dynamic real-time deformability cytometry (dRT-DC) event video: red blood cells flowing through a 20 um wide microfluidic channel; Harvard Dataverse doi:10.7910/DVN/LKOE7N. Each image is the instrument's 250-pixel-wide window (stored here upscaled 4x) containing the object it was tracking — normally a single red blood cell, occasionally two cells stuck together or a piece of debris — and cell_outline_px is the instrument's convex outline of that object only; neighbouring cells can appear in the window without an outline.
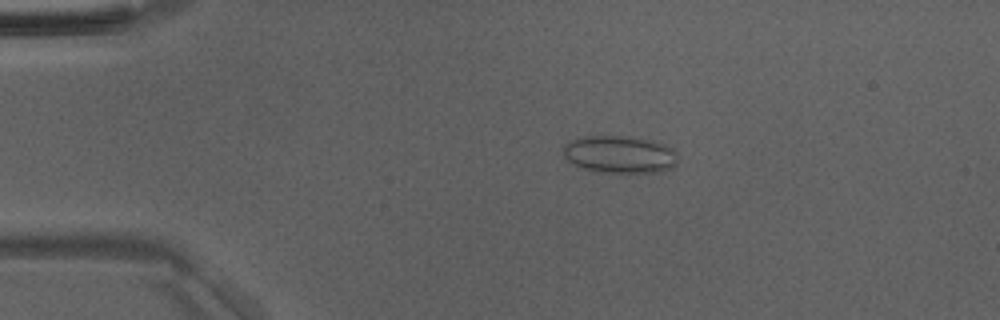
{"species": "Egyptian fruit bat (a non-hibernating species)", "species_latin": "Rousettus aegyptiacus", "temperature_condition": "room temperature", "stored_images_in_passage": 49, "camera_frame_rate_fps": 3000, "um_per_image_px": 0.085, "animal": {"sex": "male"}, "frame": {"image": 1, "passage_image": 10, "time_ms": 3.0, "image_size_px": [1000, 320], "cell_outline_px": [[676, 164], [672, 168], [660, 172], [596, 172], [572, 164], [564, 156], [564, 144], [572, 140], [584, 136], [632, 136], [652, 140], [664, 144], [672, 148], [676, 152]], "centroid_in_image_um": [52.68, 13.12], "position_along_channel_um": 32.3, "area_um2": 25.09}}
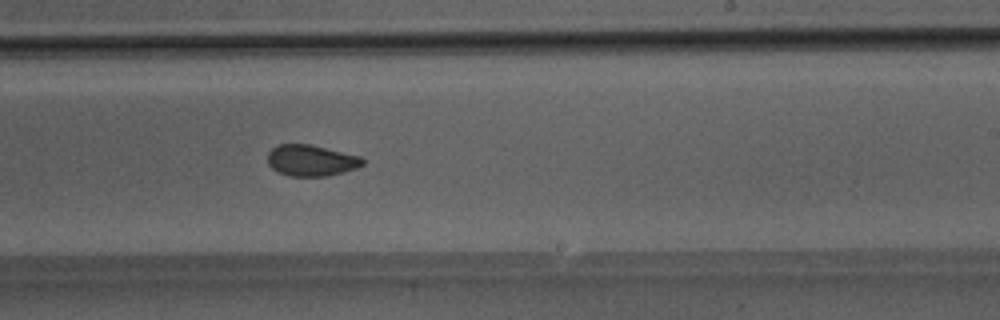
{"frame": {"image": 2, "passage_image": 30, "time_ms": 9.667, "image_size_px": [1000, 320], "cell_outline_px": [[364, 164], [356, 168], [344, 172], [328, 176], [288, 176], [276, 172], [268, 164], [268, 152], [276, 144], [312, 144], [360, 156], [364, 160]], "centroid_in_image_um": [26.43, 13.64], "position_along_channel_um": 262.6, "area_um2": 17.51}}
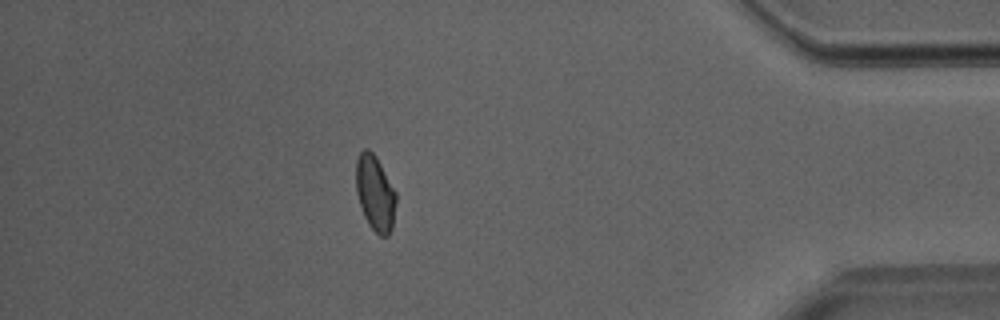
{"frame": {"image": 3, "passage_image": 43, "time_ms": 14.0, "image_size_px": [1000, 320], "cell_outline_px": [[396, 200], [392, 228], [388, 236], [380, 236], [368, 224], [364, 216], [356, 192], [356, 160], [360, 152], [364, 148], [368, 148], [376, 156], [396, 192]], "centroid_in_image_um": [31.88, 16.4], "position_along_channel_um": 403.3, "area_um2": 17.57}}